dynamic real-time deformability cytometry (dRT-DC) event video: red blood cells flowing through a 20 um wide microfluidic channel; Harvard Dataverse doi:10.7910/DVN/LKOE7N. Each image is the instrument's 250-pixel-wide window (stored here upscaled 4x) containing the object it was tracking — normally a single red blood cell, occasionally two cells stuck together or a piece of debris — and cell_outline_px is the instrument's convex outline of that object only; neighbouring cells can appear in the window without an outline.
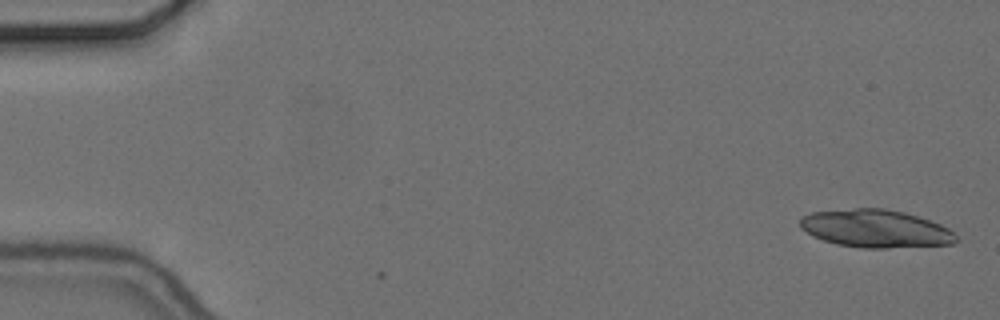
{"species": "common noctule bat (a hibernating species)", "species_latin": "Nyctalus noctula", "temperature_condition": "cold", "stored_images_in_passage": 2, "camera_frame_rate_fps": 3000, "um_per_image_px": 0.085, "animal": {"sex": "female", "body_mass_g": 24.6, "forearm_length_mm": 56.2}, "frame": {"image": 1, "passage_image": 2, "time_ms": 0.333, "image_size_px": [1000, 320], "cell_outline_px": [[960, 240], [952, 244], [888, 248], [860, 248], [836, 244], [812, 236], [800, 228], [800, 216], [812, 212], [856, 208], [884, 208], [904, 212], [940, 224], [948, 228]], "centroid_in_image_um": [74.4, 19.44], "position_along_channel_um": 10.6, "area_um2": 34.51}}